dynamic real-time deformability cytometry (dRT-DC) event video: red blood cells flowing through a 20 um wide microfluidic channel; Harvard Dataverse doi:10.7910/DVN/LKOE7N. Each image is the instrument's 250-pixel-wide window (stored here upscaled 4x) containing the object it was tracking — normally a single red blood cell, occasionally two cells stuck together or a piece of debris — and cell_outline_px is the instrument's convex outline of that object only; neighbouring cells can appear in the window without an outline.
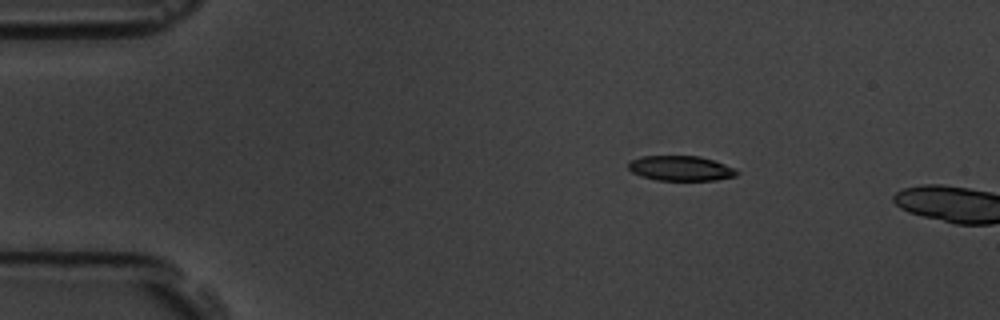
{"species": "common noctule bat (a hibernating species)", "species_latin": "Nyctalus noctula", "temperature_condition": "room temperature", "stored_images_in_passage": 3, "camera_frame_rate_fps": 3000, "um_per_image_px": 0.085, "animal": {"sex": "male", "body_mass_g": 19.5, "forearm_length_mm": 54.6}, "frame": {"image": 1, "passage_image": 2, "time_ms": 1.333, "image_size_px": [1000, 320], "cell_outline_px": [[740, 172], [736, 176], [716, 180], [656, 180], [640, 176], [632, 172], [628, 168], [628, 164], [632, 160], [644, 156], [700, 156], [724, 164]], "centroid_in_image_um": [57.85, 14.31], "position_along_channel_um": 27.1, "area_um2": 15.66}}